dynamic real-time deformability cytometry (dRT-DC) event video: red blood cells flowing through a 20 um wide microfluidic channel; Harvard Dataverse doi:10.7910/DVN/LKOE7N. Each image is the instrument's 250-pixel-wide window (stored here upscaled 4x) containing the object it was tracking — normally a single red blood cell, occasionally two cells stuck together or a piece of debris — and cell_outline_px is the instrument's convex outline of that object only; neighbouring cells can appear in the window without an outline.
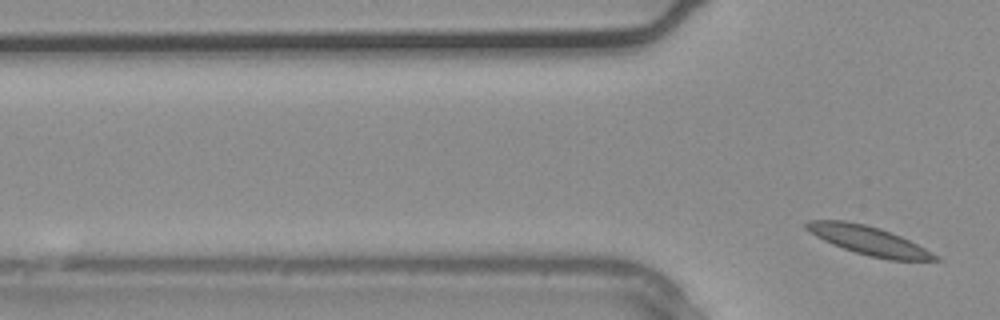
{"species": "common noctule bat (a hibernating species)", "species_latin": "Nyctalus noctula", "temperature_condition": "warm", "stored_images_in_passage": 2, "camera_frame_rate_fps": 3000, "um_per_image_px": 0.085, "animal": {"sex": "male", "body_mass_g": 20.4}, "frame": {"image": 1, "passage_image": 2, "time_ms": 0.333, "image_size_px": [1000, 320], "cell_outline_px": [[944, 260], [888, 260], [868, 256], [832, 244], [808, 232], [804, 228], [804, 224], [808, 220], [844, 220], [864, 224], [880, 228], [900, 236], [940, 256]], "centroid_in_image_um": [73.82, 20.44], "position_along_channel_um": 52.0, "area_um2": 21.5}}